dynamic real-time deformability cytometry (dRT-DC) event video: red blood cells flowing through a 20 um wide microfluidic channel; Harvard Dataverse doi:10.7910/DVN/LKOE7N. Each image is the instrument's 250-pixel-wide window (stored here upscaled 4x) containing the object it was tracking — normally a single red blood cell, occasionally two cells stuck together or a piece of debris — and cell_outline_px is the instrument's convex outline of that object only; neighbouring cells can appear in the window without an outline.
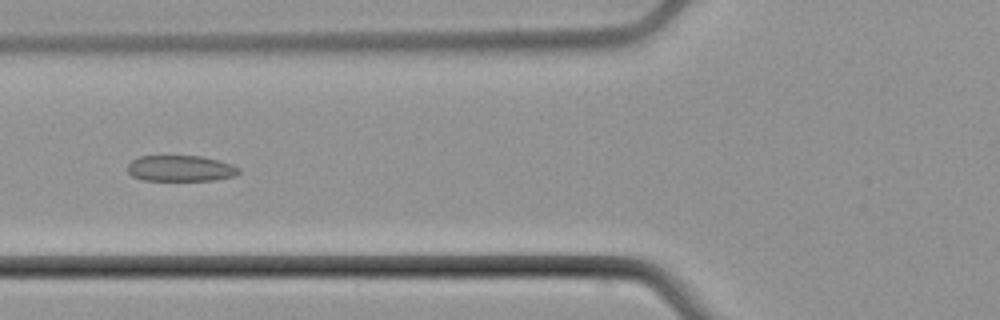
{"species": "common noctule bat (a hibernating species)", "species_latin": "Nyctalus noctula", "temperature_condition": "cold", "stored_images_in_passage": 6, "camera_frame_rate_fps": 3000, "um_per_image_px": 0.085, "animal": {"sex": "male", "body_mass_g": 21.5, "forearm_length_mm": 52.0}, "frame": {"image": 1, "passage_image": 6, "time_ms": 7.0, "image_size_px": [1000, 320], "cell_outline_px": [[240, 172], [236, 176], [216, 180], [144, 180], [132, 176], [128, 172], [128, 164], [132, 160], [140, 156], [200, 156], [232, 164], [240, 168]], "centroid_in_image_um": [15.37, 14.32], "position_along_channel_um": 110.4, "area_um2": 16.82}}